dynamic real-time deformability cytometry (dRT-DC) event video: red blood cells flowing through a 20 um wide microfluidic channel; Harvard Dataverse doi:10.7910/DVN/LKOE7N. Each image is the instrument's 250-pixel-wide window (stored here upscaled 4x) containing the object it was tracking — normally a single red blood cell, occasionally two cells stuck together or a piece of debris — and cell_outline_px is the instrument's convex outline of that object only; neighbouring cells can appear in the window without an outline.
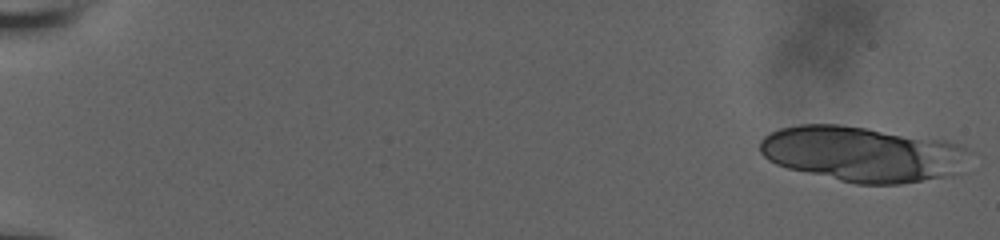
{"species": "human", "species_latin": "Homo sapiens", "temperature_condition": "room temperature", "stored_images_in_passage": 19, "camera_frame_rate_fps": 3000, "um_per_image_px": 0.085, "donor": {"sex": "male"}, "frame": {"image": 1, "passage_image": 1, "time_ms": 0.0, "image_size_px": [1000, 240], "cell_outline_px": [[964, 148], [944, 176], [900, 184], [856, 184], [788, 168], [776, 164], [768, 160], [760, 152], [760, 140], [764, 136], [780, 128], [800, 124], [840, 124], [868, 128], [944, 140], [956, 144]], "centroid_in_image_um": [73.03, 13.06], "position_along_channel_um": 12.0, "area_um2": 65.26}}